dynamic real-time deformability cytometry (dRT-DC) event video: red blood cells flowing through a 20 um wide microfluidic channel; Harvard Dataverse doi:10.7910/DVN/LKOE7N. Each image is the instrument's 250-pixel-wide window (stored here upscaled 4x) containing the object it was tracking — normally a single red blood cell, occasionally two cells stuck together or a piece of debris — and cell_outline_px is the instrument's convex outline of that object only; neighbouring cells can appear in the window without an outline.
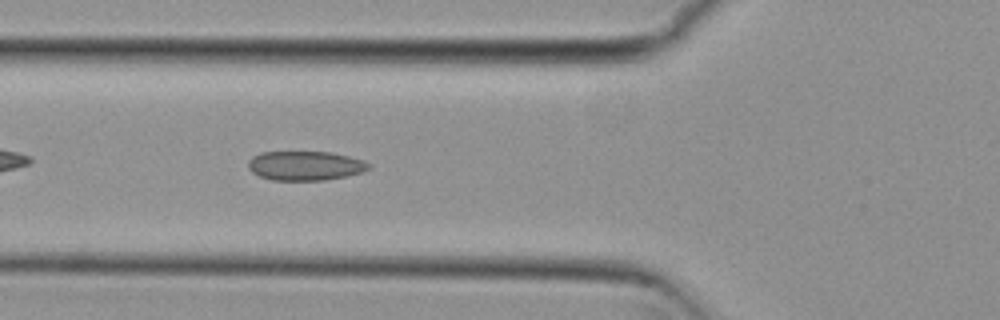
{"species": "common noctule bat (a hibernating species)", "species_latin": "Nyctalus noctula", "temperature_condition": "cold", "stored_images_in_passage": 35, "camera_frame_rate_fps": 3000, "um_per_image_px": 0.085, "animal": {"sex": "female", "body_mass_g": 29.2, "forearm_length_mm": 56.3}, "frame": {"image": 1, "passage_image": 6, "time_ms": 1.667, "image_size_px": [1000, 320], "cell_outline_px": [[372, 168], [364, 172], [324, 180], [272, 180], [260, 176], [252, 172], [248, 168], [248, 160], [252, 156], [260, 152], [332, 152], [364, 160], [372, 164]], "centroid_in_image_um": [25.97, 14.08], "position_along_channel_um": 99.8, "area_um2": 20.75}}
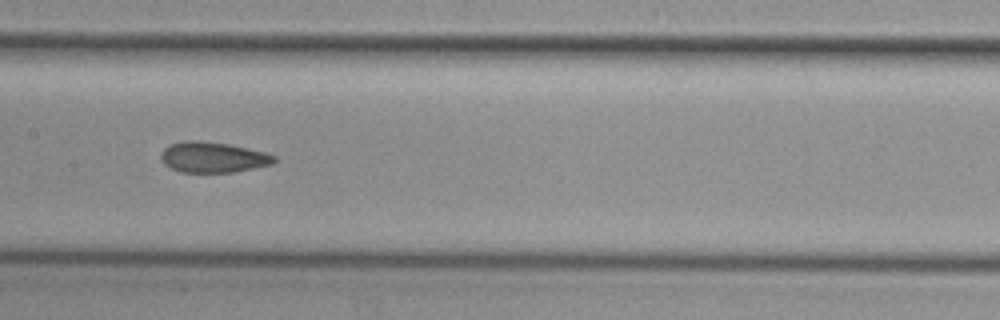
{"frame": {"image": 2, "passage_image": 13, "time_ms": 4.0, "image_size_px": [1000, 320], "cell_outline_px": [[276, 160], [272, 164], [232, 172], [180, 172], [164, 164], [160, 160], [160, 152], [168, 144], [184, 140], [192, 140], [228, 144], [264, 152], [276, 156]], "centroid_in_image_um": [18.04, 13.36], "position_along_channel_um": 189.4, "area_um2": 20.11}}
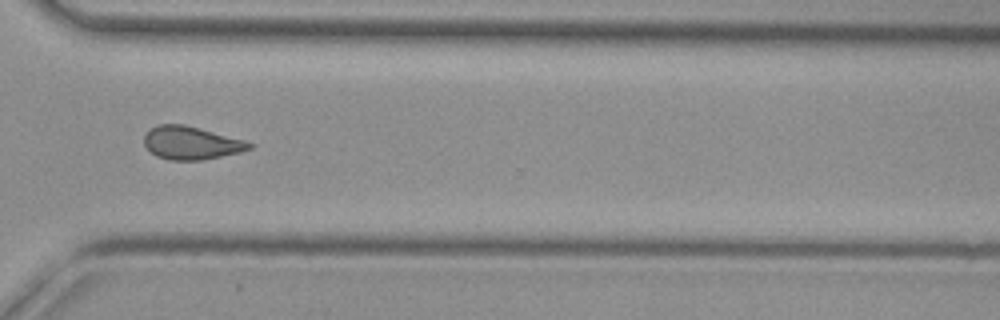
{"frame": {"image": 3, "passage_image": 26, "time_ms": 8.333, "image_size_px": [1000, 320], "cell_outline_px": [[252, 148], [240, 152], [200, 160], [168, 160], [156, 156], [144, 144], [144, 136], [156, 124], [184, 124], [244, 140], [252, 144]], "centroid_in_image_um": [16.23, 12.15], "position_along_channel_um": 354.4, "area_um2": 20.0}, "authors_computed_cell_mechanics": {"area_um2": 20.1144, "velocity_mm_per_s": 3.8067, "shape_relaxation_time_tau1_ms": null, "shape_relaxation_time_tau2_ms": 2.3006, "deformation_change_tau1": null, "deformation_change_tau2": 0.083}}